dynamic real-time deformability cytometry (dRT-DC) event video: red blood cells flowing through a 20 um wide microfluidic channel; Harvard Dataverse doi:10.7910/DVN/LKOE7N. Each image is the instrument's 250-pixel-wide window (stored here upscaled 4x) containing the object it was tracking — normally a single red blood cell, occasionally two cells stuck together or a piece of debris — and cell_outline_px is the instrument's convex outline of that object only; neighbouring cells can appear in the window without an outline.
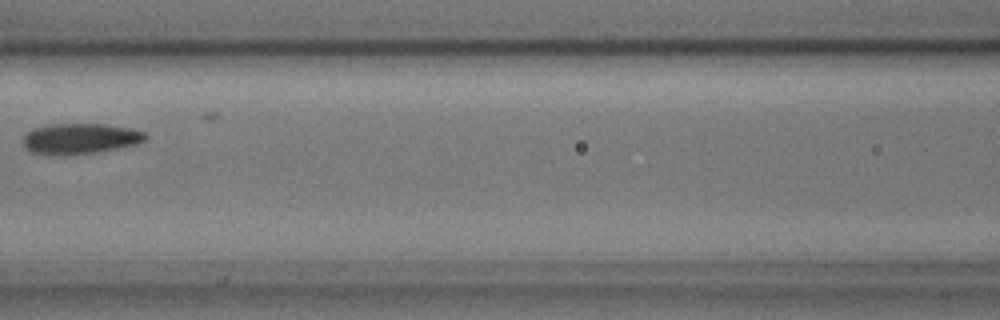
{"species": "common noctule bat (a hibernating species)", "species_latin": "Nyctalus noctula", "temperature_condition": "cold", "stored_images_in_passage": 8, "camera_frame_rate_fps": 3000, "um_per_image_px": 0.085, "animal": {"sex": "male", "body_mass_g": 17.9, "forearm_length_mm": 54.2}, "frame": {"image": 1, "passage_image": 7, "time_ms": 2.0, "image_size_px": [1000, 320], "cell_outline_px": [[148, 136], [140, 144], [96, 152], [64, 156], [60, 156], [32, 152], [24, 148], [24, 136], [32, 128], [48, 124], [104, 124], [132, 128], [144, 132]], "centroid_in_image_um": [6.82, 11.79], "position_along_channel_um": 159.8, "area_um2": 22.08}}
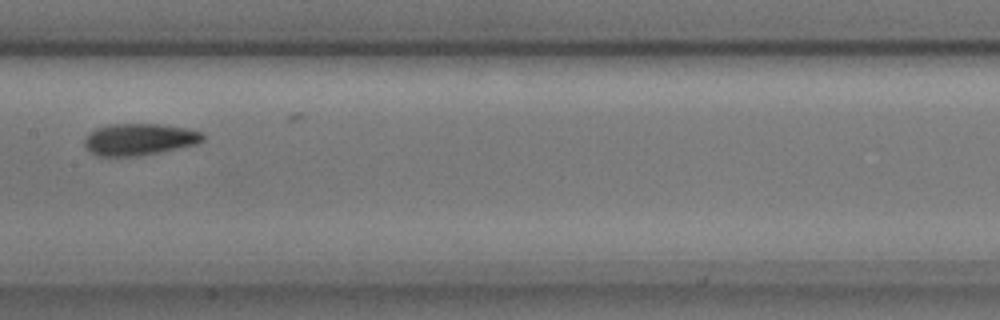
{"frame": {"image": 2, "passage_image": 8, "time_ms": 2.333, "image_size_px": [1000, 320], "cell_outline_px": [[204, 140], [196, 144], [160, 152], [140, 156], [96, 156], [84, 148], [84, 140], [96, 128], [112, 124], [160, 124], [188, 128], [204, 132]], "centroid_in_image_um": [11.86, 11.85], "position_along_channel_um": 195.5, "area_um2": 22.02}}